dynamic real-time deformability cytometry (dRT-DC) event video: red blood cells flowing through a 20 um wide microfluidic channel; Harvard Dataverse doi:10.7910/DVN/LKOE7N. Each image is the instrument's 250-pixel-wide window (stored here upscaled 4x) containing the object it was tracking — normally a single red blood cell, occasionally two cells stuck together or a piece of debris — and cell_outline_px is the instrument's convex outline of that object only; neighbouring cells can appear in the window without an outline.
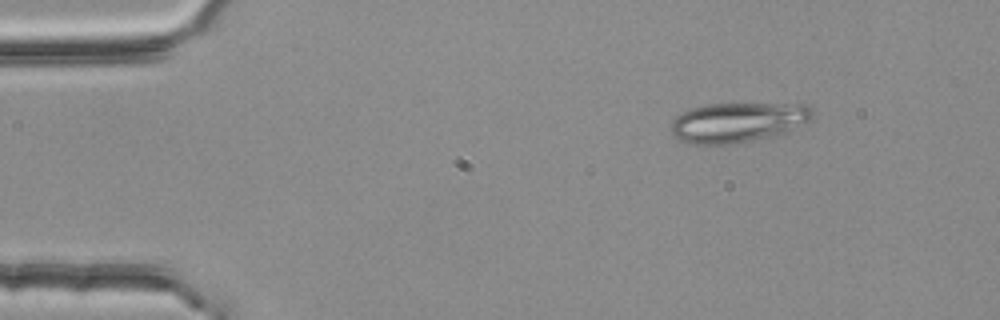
{"species": "common noctule bat (a hibernating species)", "species_latin": "Nyctalus noctula", "temperature_condition": "room temperature", "stored_images_in_passage": 2, "segment_of_instrument_passage": [2, 2], "camera_frame_rate_fps": 3000, "um_per_image_px": 0.085, "animal": {"sex": "female", "body_mass_g": 25.1}, "frame": {"image": 1, "passage_image": 2, "time_ms": 0.333, "image_size_px": [1000, 320], "cell_outline_px": [[812, 116], [808, 120], [788, 132], [772, 136], [752, 140], [728, 144], [696, 144], [680, 140], [672, 132], [672, 120], [676, 116], [692, 108], [708, 104], [804, 104], [812, 108]], "centroid_in_image_um": [62.72, 10.39], "position_along_channel_um": 22.3, "area_um2": 32.37}}